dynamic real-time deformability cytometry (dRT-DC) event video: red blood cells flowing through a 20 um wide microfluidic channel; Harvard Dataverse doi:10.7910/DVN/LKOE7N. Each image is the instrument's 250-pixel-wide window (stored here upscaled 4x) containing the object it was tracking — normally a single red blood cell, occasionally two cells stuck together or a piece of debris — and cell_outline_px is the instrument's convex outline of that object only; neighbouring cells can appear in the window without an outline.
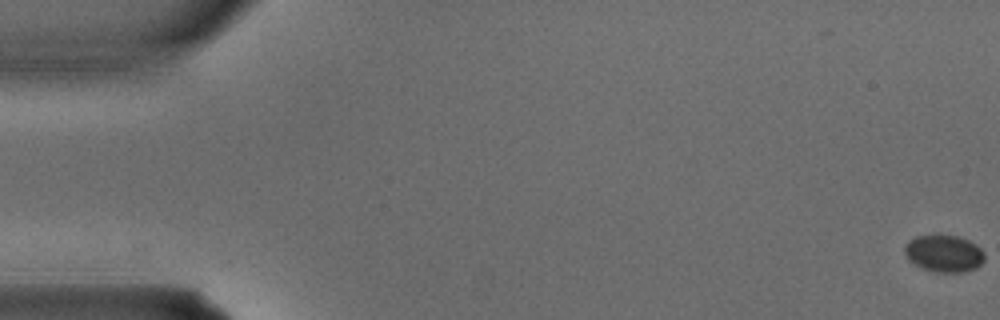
{"species": "common noctule bat (a hibernating species)", "species_latin": "Nyctalus noctula", "temperature_condition": "warm", "stored_images_in_passage": 4, "camera_frame_rate_fps": 3000, "um_per_image_px": 0.085, "animal": {"sex": "male", "body_mass_g": 15.6}, "frame": {"image": 1, "passage_image": 1, "time_ms": 0.0, "image_size_px": [1000, 320], "cell_outline_px": [[984, 260], [976, 268], [964, 272], [936, 272], [924, 268], [908, 260], [904, 252], [904, 244], [908, 240], [916, 236], [936, 232], [956, 236], [968, 240], [976, 244], [984, 252]], "centroid_in_image_um": [80.21, 21.5], "position_along_channel_um": 4.8, "area_um2": 17.69}}